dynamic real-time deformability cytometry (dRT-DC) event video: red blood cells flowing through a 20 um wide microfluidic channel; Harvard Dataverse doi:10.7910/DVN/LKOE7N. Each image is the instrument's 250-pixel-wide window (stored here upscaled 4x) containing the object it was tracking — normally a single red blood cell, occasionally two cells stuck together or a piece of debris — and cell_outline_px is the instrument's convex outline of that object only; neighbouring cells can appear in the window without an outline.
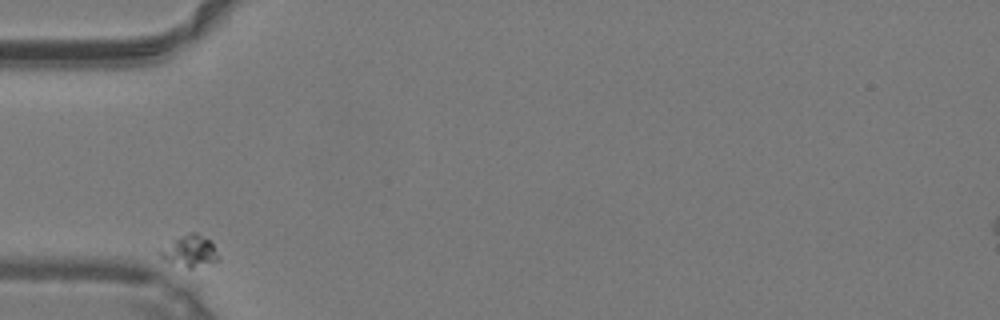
{"species": "common noctule bat (a hibernating species)", "species_latin": "Nyctalus noctula", "temperature_condition": "warm", "stored_images_in_passage": 30, "camera_frame_rate_fps": 3000, "um_per_image_px": 0.085, "animal": {"sex": "male", "body_mass_g": 19.2, "forearm_length_mm": 51.8}, "frame": {"image": 1, "passage_image": 1, "time_ms": 0.0, "image_size_px": [1000, 320], "cell_outline_px": [[220, 260], [192, 268], [188, 268], [164, 260], [156, 252], [156, 248], [188, 232], [196, 232], [208, 240], [212, 244], [220, 256]], "centroid_in_image_um": [16.06, 21.33], "position_along_channel_um": 68.9, "area_um2": 10.92}}
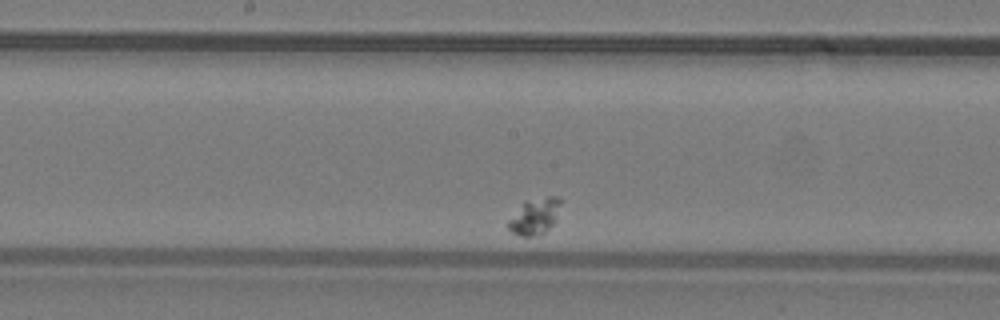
{"frame": {"image": 2, "passage_image": 14, "time_ms": 4.333, "image_size_px": [1000, 320], "cell_outline_px": [[564, 200], [556, 220], [540, 236], [520, 236], [512, 232], [508, 228], [508, 220], [520, 204], [524, 200], [548, 196], [560, 196]], "centroid_in_image_um": [45.49, 18.35], "position_along_channel_um": 202.7, "area_um2": 11.5}}
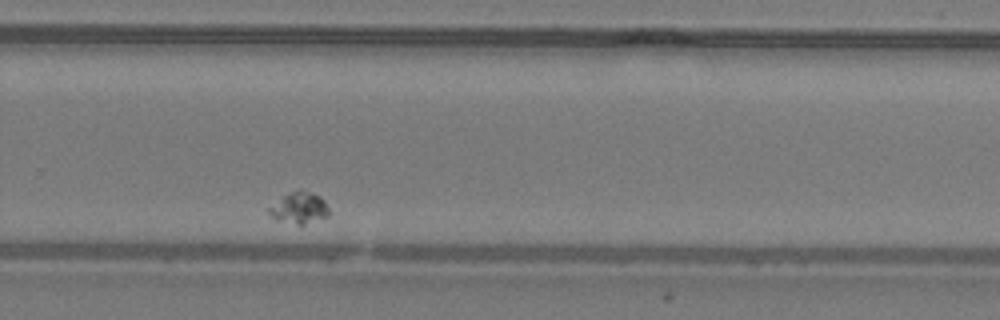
{"frame": {"image": 3, "passage_image": 23, "time_ms": 7.333, "image_size_px": [1000, 320], "cell_outline_px": [[328, 216], [304, 224], [296, 224], [276, 220], [268, 212], [268, 208], [284, 196], [300, 188], [320, 196], [324, 200], [328, 208]], "centroid_in_image_um": [25.44, 17.66], "position_along_channel_um": 304.4, "area_um2": 10.75}}